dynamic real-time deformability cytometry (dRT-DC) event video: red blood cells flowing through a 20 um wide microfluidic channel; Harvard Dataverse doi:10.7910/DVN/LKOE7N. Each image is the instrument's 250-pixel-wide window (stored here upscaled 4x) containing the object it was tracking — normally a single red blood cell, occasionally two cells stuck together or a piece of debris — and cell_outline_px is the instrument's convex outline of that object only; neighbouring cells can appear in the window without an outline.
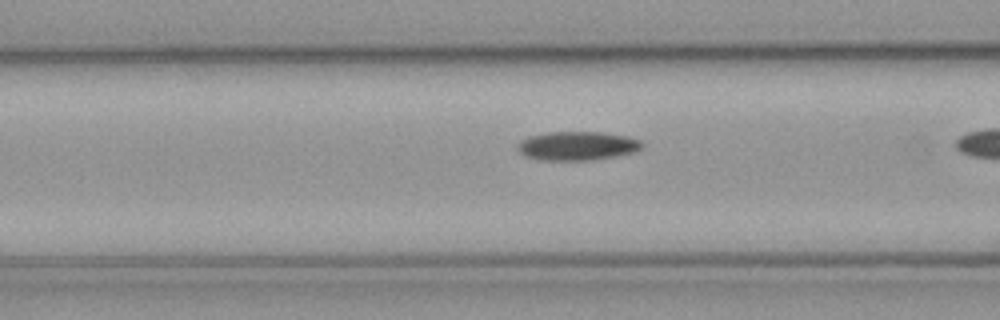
{"species": "common noctule bat (a hibernating species)", "species_latin": "Nyctalus noctula", "temperature_condition": "cold", "stored_images_in_passage": 23, "camera_frame_rate_fps": 3000, "um_per_image_px": 0.085, "animal": {"sex": "male", "body_mass_g": 23.1, "forearm_length_mm": 52.7}, "frame": {"image": 1, "passage_image": 19, "time_ms": 6.0, "image_size_px": [1000, 320], "cell_outline_px": [[644, 148], [636, 152], [616, 156], [592, 160], [540, 160], [524, 156], [516, 148], [516, 144], [520, 140], [528, 136], [548, 132], [600, 132], [628, 136], [640, 140], [644, 144]], "centroid_in_image_um": [49.07, 12.4], "position_along_channel_um": 117.5, "area_um2": 21.27}}